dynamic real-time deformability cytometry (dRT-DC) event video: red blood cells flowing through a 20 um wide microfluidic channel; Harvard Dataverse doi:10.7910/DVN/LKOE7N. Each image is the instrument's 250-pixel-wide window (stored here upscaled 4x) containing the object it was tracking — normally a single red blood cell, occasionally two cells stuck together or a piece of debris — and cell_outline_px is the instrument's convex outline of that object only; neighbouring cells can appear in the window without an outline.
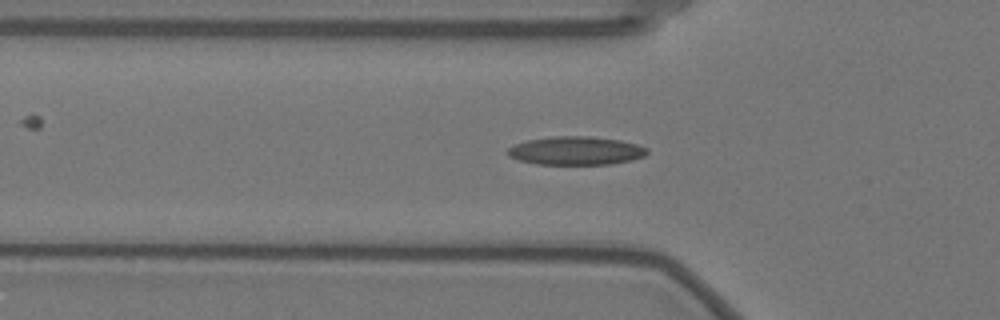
{"species": "Egyptian fruit bat (a non-hibernating species)", "species_latin": "Rousettus aegyptiacus", "temperature_condition": "warm", "stored_images_in_passage": 12, "camera_frame_rate_fps": 3000, "um_per_image_px": 0.085, "animal": {"sex": "female"}, "frame": {"image": 1, "passage_image": 3, "time_ms": 0.667, "image_size_px": [1000, 320], "cell_outline_px": [[648, 152], [644, 156], [632, 160], [612, 164], [536, 164], [520, 160], [508, 156], [504, 152], [508, 148], [516, 144], [528, 140], [552, 136], [592, 136], [620, 140], [636, 144], [648, 148]], "centroid_in_image_um": [48.95, 12.81], "position_along_channel_um": 76.9, "area_um2": 23.18}}
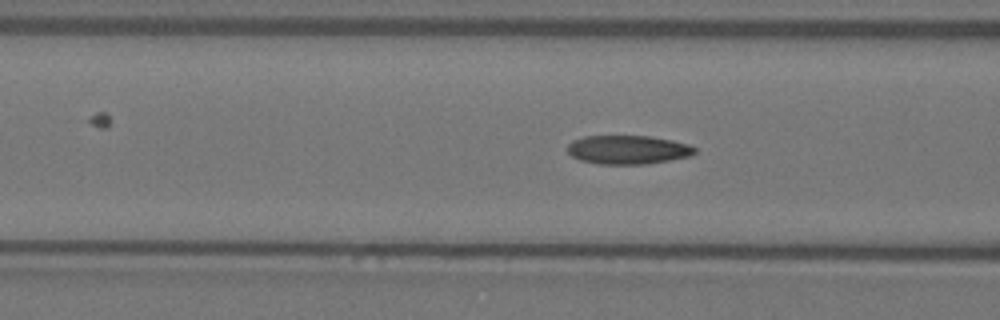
{"frame": {"image": 2, "passage_image": 6, "time_ms": 1.667, "image_size_px": [1000, 320], "cell_outline_px": [[696, 152], [692, 156], [648, 164], [596, 164], [580, 160], [572, 156], [568, 152], [568, 144], [572, 140], [584, 136], [648, 136], [672, 140], [688, 144], [696, 148]], "centroid_in_image_um": [53.38, 12.73], "position_along_channel_um": 113.2, "area_um2": 21.5}}
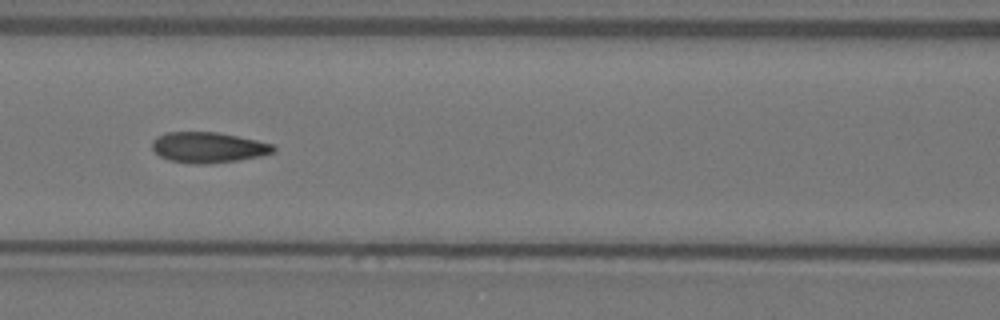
{"frame": {"image": 3, "passage_image": 9, "time_ms": 2.667, "image_size_px": [1000, 320], "cell_outline_px": [[276, 148], [272, 152], [260, 156], [236, 160], [208, 164], [192, 164], [168, 160], [160, 156], [152, 148], [152, 140], [156, 136], [164, 132], [216, 132], [256, 140], [272, 144]], "centroid_in_image_um": [17.64, 12.53], "position_along_channel_um": 149.0, "area_um2": 21.56}}